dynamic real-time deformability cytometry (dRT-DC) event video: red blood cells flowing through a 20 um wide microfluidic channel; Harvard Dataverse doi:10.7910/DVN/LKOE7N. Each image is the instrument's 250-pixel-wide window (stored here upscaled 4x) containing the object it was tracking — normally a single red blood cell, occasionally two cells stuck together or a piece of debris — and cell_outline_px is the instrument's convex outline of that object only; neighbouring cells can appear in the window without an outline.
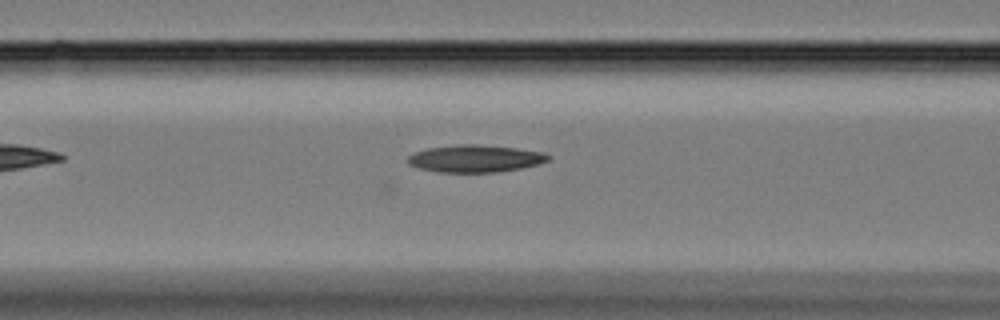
{"species": "Egyptian fruit bat (a non-hibernating species)", "species_latin": "Rousettus aegyptiacus", "temperature_condition": "cold", "stored_images_in_passage": 23, "camera_frame_rate_fps": 3000, "um_per_image_px": 0.085, "animal": {"sex": "female"}, "frame": {"image": 1, "passage_image": 7, "time_ms": 2.0, "image_size_px": [1000, 320], "cell_outline_px": [[552, 156], [548, 160], [536, 164], [520, 168], [500, 172], [440, 172], [420, 168], [408, 164], [408, 156], [412, 152], [428, 148], [456, 144], [480, 144], [516, 148], [544, 152]], "centroid_in_image_um": [40.38, 13.46], "position_along_channel_um": 126.2, "area_um2": 22.37}}
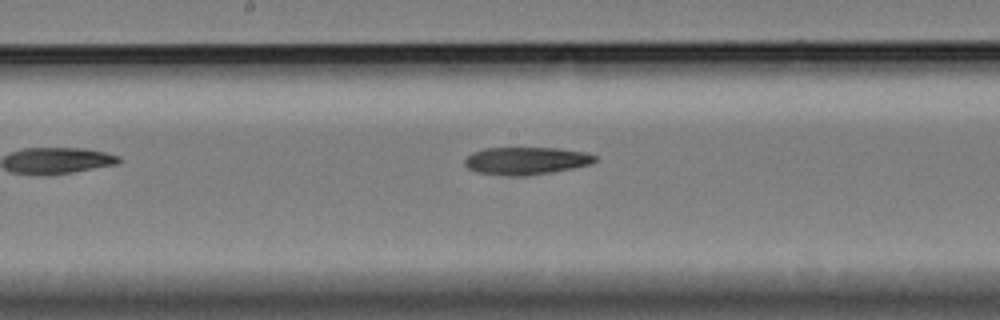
{"frame": {"image": 2, "passage_image": 14, "time_ms": 4.333, "image_size_px": [1000, 320], "cell_outline_px": [[596, 160], [592, 164], [552, 172], [524, 176], [500, 176], [476, 172], [468, 168], [464, 164], [464, 160], [472, 152], [484, 148], [560, 148], [588, 152], [596, 156]], "centroid_in_image_um": [44.71, 13.67], "position_along_channel_um": 203.5, "area_um2": 21.21}}
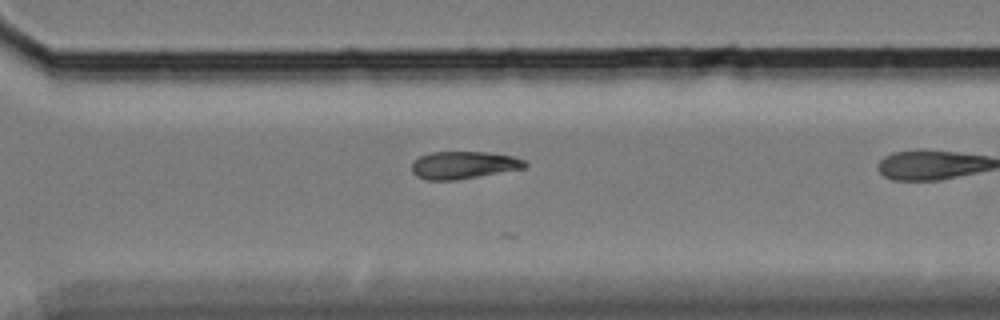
{"frame": {"image": 3, "passage_image": 22, "time_ms": 7.0, "image_size_px": [1000, 320], "cell_outline_px": [[528, 164], [524, 168], [456, 180], [428, 180], [416, 176], [412, 172], [412, 160], [420, 156], [432, 152], [488, 152], [512, 156], [524, 160]], "centroid_in_image_um": [39.37, 14.03], "position_along_channel_um": 331.2, "area_um2": 18.09}}